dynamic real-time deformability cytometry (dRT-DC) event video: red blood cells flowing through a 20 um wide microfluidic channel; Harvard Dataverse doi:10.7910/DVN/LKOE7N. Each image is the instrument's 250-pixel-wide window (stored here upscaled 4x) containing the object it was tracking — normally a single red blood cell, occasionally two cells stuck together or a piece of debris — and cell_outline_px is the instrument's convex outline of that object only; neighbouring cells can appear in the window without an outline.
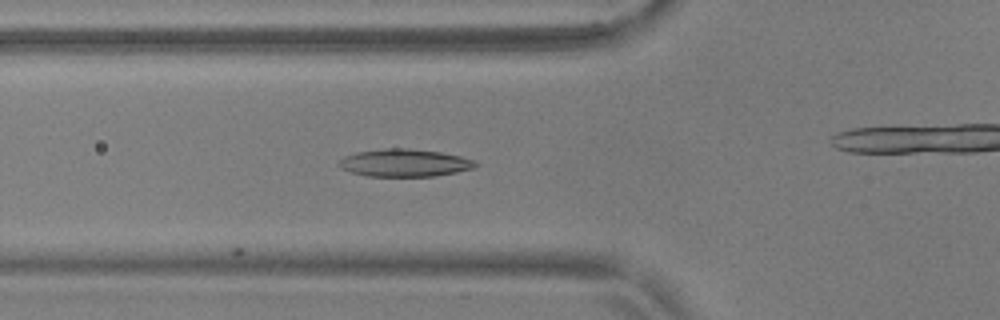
{"species": "common noctule bat (a hibernating species)", "species_latin": "Nyctalus noctula", "temperature_condition": "warm", "stored_images_in_passage": 27, "camera_frame_rate_fps": 3000, "um_per_image_px": 0.085, "animal": {"sex": "male", "body_mass_g": 17.9, "forearm_length_mm": 54.2}, "frame": {"image": 1, "passage_image": 20, "time_ms": 6.333, "image_size_px": [1000, 320], "cell_outline_px": [[480, 164], [476, 168], [436, 176], [368, 176], [352, 172], [340, 168], [336, 164], [344, 156], [356, 152], [384, 148], [404, 148], [440, 152], [460, 156], [476, 160]], "centroid_in_image_um": [34.41, 13.84], "position_along_channel_um": 91.4, "area_um2": 22.08}}